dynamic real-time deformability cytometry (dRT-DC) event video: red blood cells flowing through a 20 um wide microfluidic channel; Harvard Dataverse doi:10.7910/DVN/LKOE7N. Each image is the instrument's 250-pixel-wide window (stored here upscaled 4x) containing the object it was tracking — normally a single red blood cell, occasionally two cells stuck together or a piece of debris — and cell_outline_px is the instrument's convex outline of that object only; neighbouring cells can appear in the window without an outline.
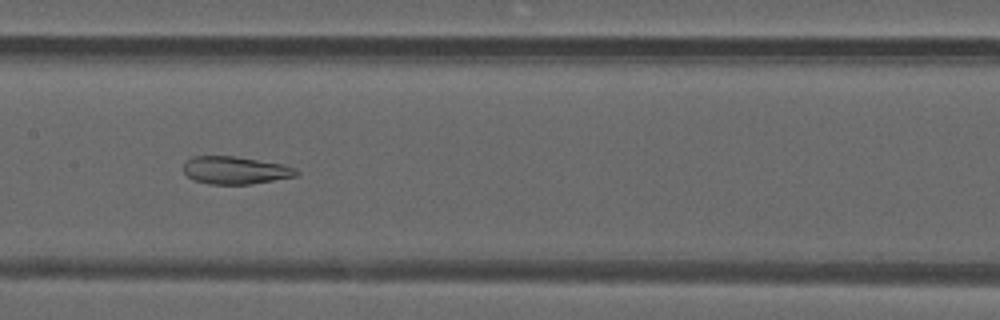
{"species": "common noctule bat (a hibernating species)", "species_latin": "Nyctalus noctula", "temperature_condition": "warm", "stored_images_in_passage": 49, "camera_frame_rate_fps": 3000, "um_per_image_px": 0.085, "animal": {"sex": "male", "forearm_length_mm": 52.5}, "frame": {"image": 1, "passage_image": 25, "time_ms": 8.0, "image_size_px": [1000, 320], "cell_outline_px": [[300, 172], [296, 176], [252, 184], [208, 184], [192, 180], [184, 172], [184, 164], [192, 156], [236, 156], [284, 164], [296, 168]], "centroid_in_image_um": [20.02, 14.47], "position_along_channel_um": 187.4, "area_um2": 18.32}}
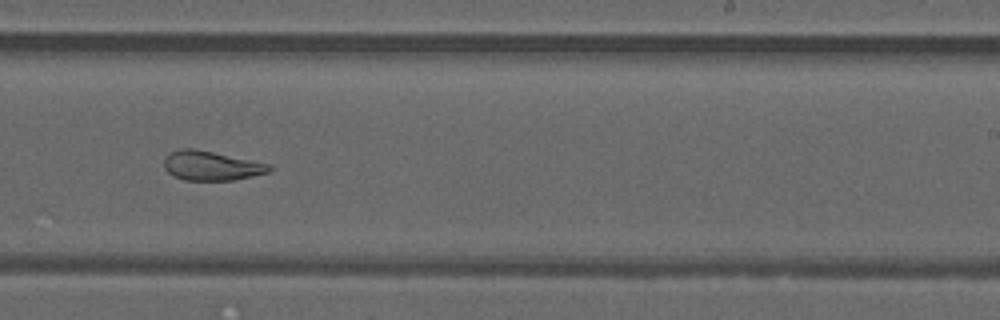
{"frame": {"image": 2, "passage_image": 31, "time_ms": 10.0, "image_size_px": [1000, 320], "cell_outline_px": [[272, 172], [236, 180], [184, 180], [172, 176], [164, 168], [164, 160], [172, 152], [180, 148], [192, 148], [272, 164]], "centroid_in_image_um": [18.01, 14.1], "position_along_channel_um": 271.0, "area_um2": 18.09}}
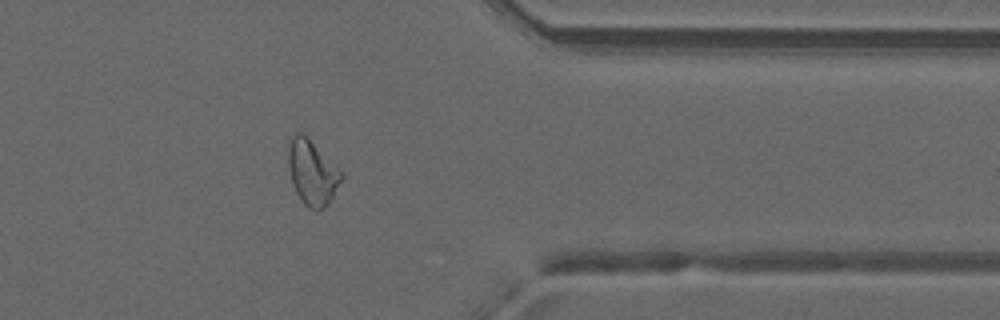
{"frame": {"image": 3, "passage_image": 40, "time_ms": 13.0, "image_size_px": [1000, 320], "cell_outline_px": [[344, 176], [328, 204], [324, 208], [308, 208], [300, 200], [296, 192], [292, 180], [288, 164], [288, 148], [292, 136], [296, 132], [304, 132], [344, 172]], "centroid_in_image_um": [26.56, 14.61], "position_along_channel_um": 384.8, "area_um2": 20.23}, "authors_computed_cell_mechanics": {"area_um2": 23.9292, "velocity_mm_per_s": 4.2104, "shape_relaxation_time_tau1_ms": null, "shape_relaxation_time_tau2_ms": 1.8706, "deformation_change_tau1": null, "deformation_change_tau2": 0.0987}}